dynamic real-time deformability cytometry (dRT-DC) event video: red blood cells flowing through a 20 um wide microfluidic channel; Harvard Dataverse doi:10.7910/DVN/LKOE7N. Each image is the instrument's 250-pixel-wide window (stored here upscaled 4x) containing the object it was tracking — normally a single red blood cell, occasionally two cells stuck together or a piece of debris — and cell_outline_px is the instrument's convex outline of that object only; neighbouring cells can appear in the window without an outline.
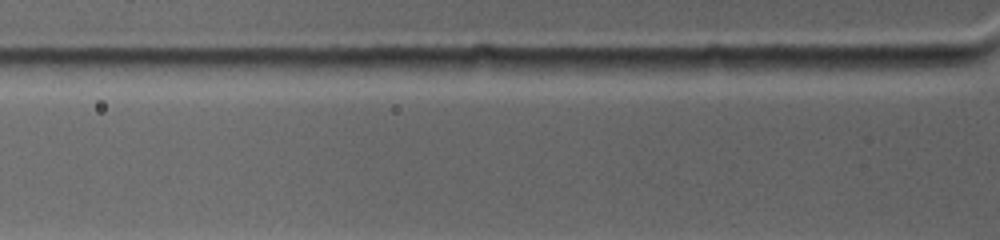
{"species": "common noctule bat (a hibernating species)", "species_latin": "Nyctalus noctula", "temperature_condition": "warm", "stored_images_in_passage": 2, "camera_frame_rate_fps": 4500, "um_per_image_px": 0.085, "animal": {"sex": "female", "body_mass_g": 19.0, "forearm_length_mm": 53.3}, "frame": {"image": 1, "passage_image": 2, "time_ms": 0.444, "image_size_px": [1000, 240], "cell_outline_px": [[684, 68], [668, 76], [588, 76], [576, 68], [580, 60], [664, 60]], "centroid_in_image_um": [53.35, 5.78], "position_along_channel_um": 72.5, "area_um2": 10.98}}